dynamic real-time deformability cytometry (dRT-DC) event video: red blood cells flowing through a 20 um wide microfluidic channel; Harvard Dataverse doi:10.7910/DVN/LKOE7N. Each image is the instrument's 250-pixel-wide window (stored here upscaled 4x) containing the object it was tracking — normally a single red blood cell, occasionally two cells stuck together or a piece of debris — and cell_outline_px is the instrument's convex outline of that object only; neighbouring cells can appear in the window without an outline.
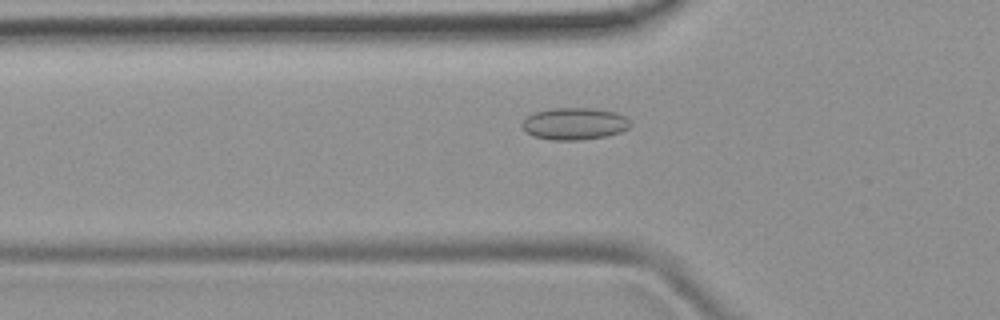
{"species": "common noctule bat (a hibernating species)", "species_latin": "Nyctalus noctula", "temperature_condition": "room temperature", "stored_images_in_passage": 47, "camera_frame_rate_fps": 3000, "um_per_image_px": 0.085, "animal": {"sex": "female", "body_mass_g": 19.9}, "frame": {"image": 1, "passage_image": 17, "time_ms": 5.333, "image_size_px": [1000, 320], "cell_outline_px": [[632, 124], [628, 128], [620, 132], [604, 136], [580, 140], [552, 140], [532, 136], [524, 132], [520, 124], [532, 112], [552, 108], [592, 108], [616, 112], [628, 116], [632, 120]], "centroid_in_image_um": [48.83, 10.51], "position_along_channel_um": 77.0, "area_um2": 20.58}}
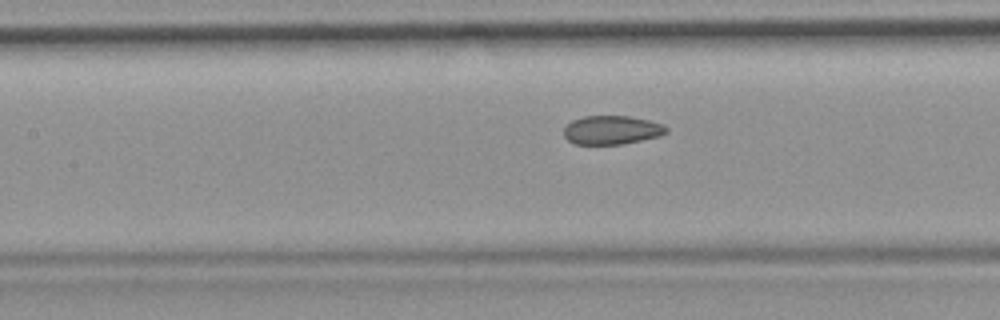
{"frame": {"image": 2, "passage_image": 23, "time_ms": 7.333, "image_size_px": [1000, 320], "cell_outline_px": [[668, 132], [660, 136], [624, 144], [576, 144], [568, 140], [564, 136], [564, 128], [572, 120], [584, 116], [628, 116], [648, 120], [664, 124], [668, 128]], "centroid_in_image_um": [52.02, 11.05], "position_along_channel_um": 155.4, "area_um2": 17.22}}
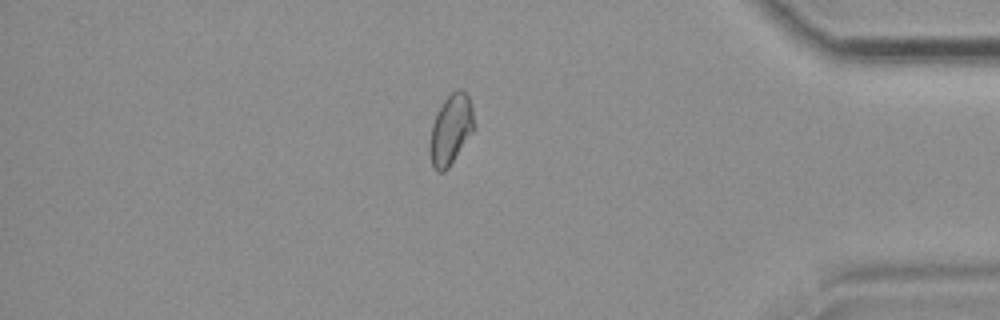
{"frame": {"image": 3, "passage_image": 44, "time_ms": 14.333, "image_size_px": [1000, 320], "cell_outline_px": [[472, 132], [448, 168], [444, 172], [436, 172], [432, 168], [428, 148], [428, 144], [432, 124], [436, 112], [444, 100], [452, 92], [460, 88], [468, 96], [472, 104]], "centroid_in_image_um": [38.25, 11.04], "position_along_channel_um": 396.9, "area_um2": 17.98}}